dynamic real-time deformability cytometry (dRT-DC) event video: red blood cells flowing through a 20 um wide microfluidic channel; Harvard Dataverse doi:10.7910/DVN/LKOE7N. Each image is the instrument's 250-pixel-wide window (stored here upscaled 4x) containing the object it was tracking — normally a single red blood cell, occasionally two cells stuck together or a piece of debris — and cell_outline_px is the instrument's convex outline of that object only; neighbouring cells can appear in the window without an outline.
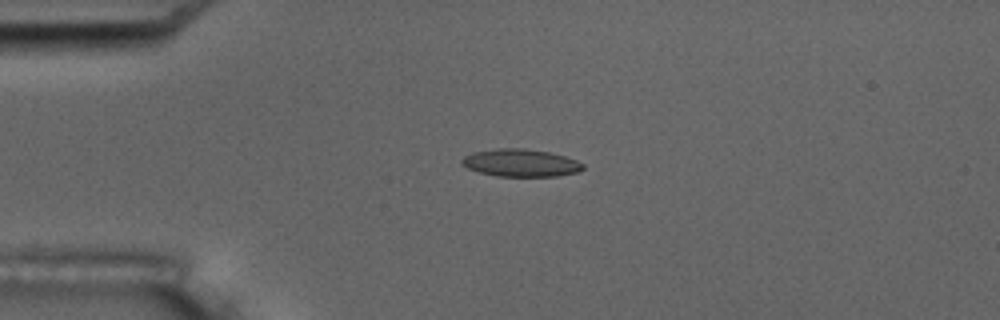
{"species": "common noctule bat (a hibernating species)", "species_latin": "Nyctalus noctula", "temperature_condition": "room temperature", "stored_images_in_passage": 4, "camera_frame_rate_fps": 3000, "um_per_image_px": 0.085, "animal": {"sex": "male", "body_mass_g": 17.5, "forearm_length_mm": 52.3}, "frame": {"image": 1, "passage_image": 4, "time_ms": 3.667, "image_size_px": [1000, 320], "cell_outline_px": [[584, 168], [580, 172], [556, 176], [496, 176], [480, 172], [468, 168], [460, 164], [460, 160], [464, 156], [472, 152], [496, 148], [524, 148], [548, 152], [564, 156], [576, 160], [584, 164]], "centroid_in_image_um": [44.24, 13.84], "position_along_channel_um": 40.8, "area_um2": 19.54}}